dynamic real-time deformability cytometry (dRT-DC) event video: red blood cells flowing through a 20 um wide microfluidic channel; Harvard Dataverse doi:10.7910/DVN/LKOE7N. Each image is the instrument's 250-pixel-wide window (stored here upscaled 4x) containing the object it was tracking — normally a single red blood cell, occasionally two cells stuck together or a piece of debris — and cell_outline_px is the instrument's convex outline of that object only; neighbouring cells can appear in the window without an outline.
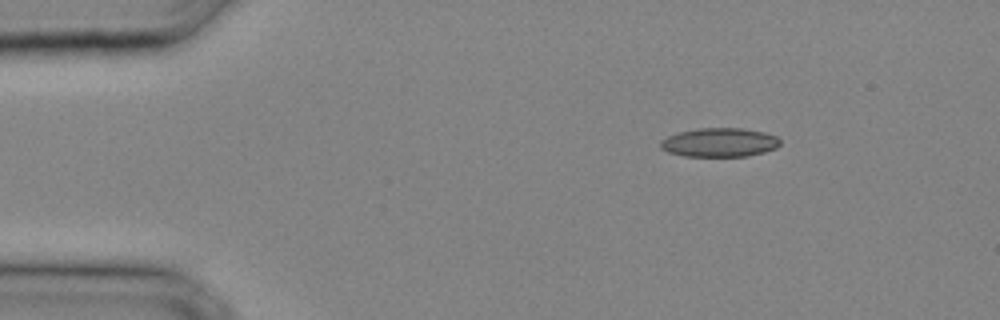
{"species": "common noctule bat (a hibernating species)", "species_latin": "Nyctalus noctula", "temperature_condition": "cold", "stored_images_in_passage": 26, "camera_frame_rate_fps": 3000, "um_per_image_px": 0.085, "animal": {"sex": "male", "body_mass_g": 20.4}, "frame": {"image": 1, "passage_image": 1, "time_ms": 0.0, "image_size_px": [1000, 320], "cell_outline_px": [[780, 144], [776, 148], [764, 152], [748, 156], [684, 156], [668, 152], [660, 148], [660, 140], [668, 136], [680, 132], [700, 128], [744, 128], [764, 132], [776, 136], [780, 140]], "centroid_in_image_um": [61.16, 12.11], "position_along_channel_um": 23.8, "area_um2": 20.17}}
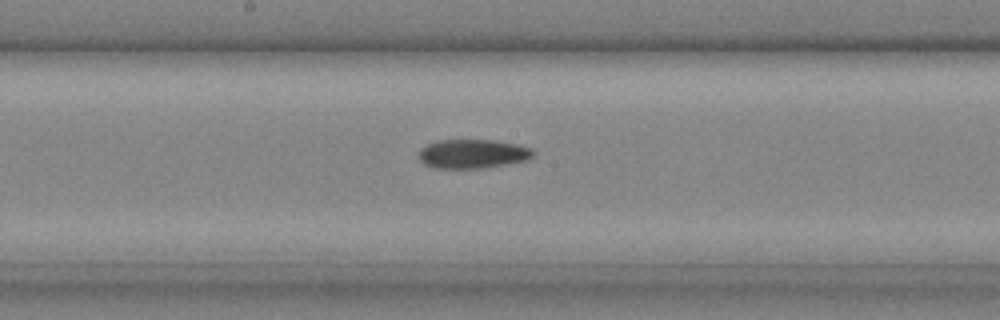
{"frame": {"image": 2, "passage_image": 13, "time_ms": 4.0, "image_size_px": [1000, 320], "cell_outline_px": [[536, 152], [528, 160], [480, 168], [432, 168], [424, 164], [420, 160], [420, 148], [436, 140], [496, 140], [516, 144], [532, 148]], "centroid_in_image_um": [40.18, 13.07], "position_along_channel_um": 208.0, "area_um2": 19.36}}
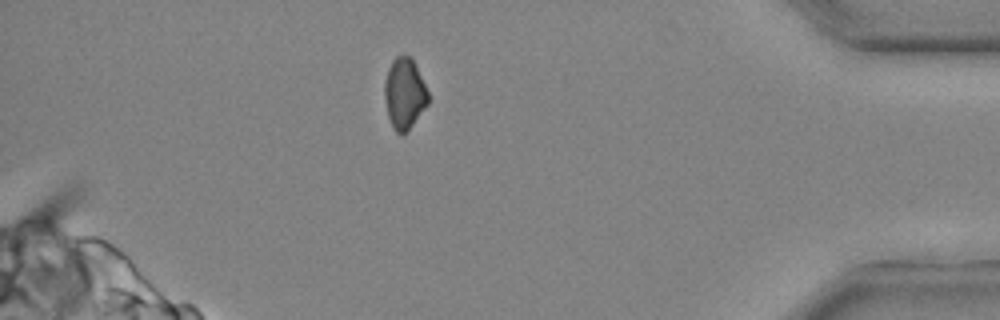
{"frame": {"image": 3, "passage_image": 24, "time_ms": 7.667, "image_size_px": [1000, 320], "cell_outline_px": [[428, 104], [412, 124], [400, 136], [392, 128], [388, 116], [384, 96], [384, 84], [388, 68], [392, 60], [396, 56], [412, 56], [428, 92]], "centroid_in_image_um": [34.36, 7.93], "position_along_channel_um": 400.8, "area_um2": 17.92}}